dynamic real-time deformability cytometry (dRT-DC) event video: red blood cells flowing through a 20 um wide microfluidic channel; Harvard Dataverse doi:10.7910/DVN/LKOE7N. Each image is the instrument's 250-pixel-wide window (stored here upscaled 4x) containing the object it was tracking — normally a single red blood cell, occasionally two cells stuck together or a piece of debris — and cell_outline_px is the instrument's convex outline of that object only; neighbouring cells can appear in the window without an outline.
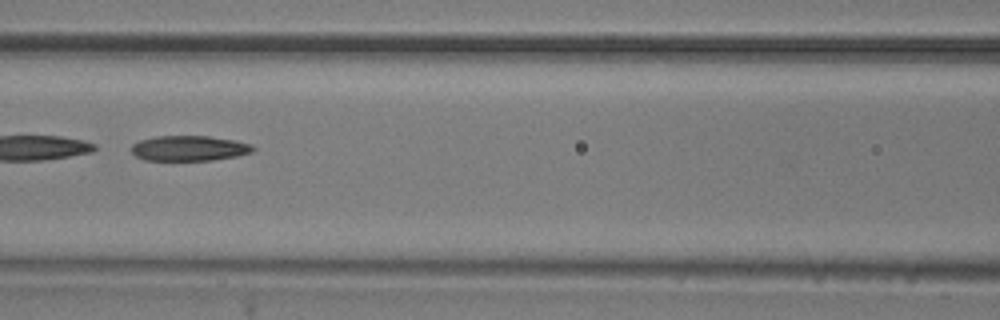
{"species": "common noctule bat (a hibernating species)", "species_latin": "Nyctalus noctula", "temperature_condition": "room temperature", "stored_images_in_passage": 50, "camera_frame_rate_fps": 3000, "um_per_image_px": 0.085, "animal": {"sex": "male", "body_mass_g": 20.5, "forearm_length_mm": 52.5}, "frame": {"image": 1, "passage_image": 22, "time_ms": 7.0, "image_size_px": [1000, 320], "cell_outline_px": [[256, 148], [252, 152], [236, 156], [212, 160], [144, 160], [136, 156], [132, 152], [132, 144], [140, 140], [156, 136], [208, 136], [236, 140], [252, 144]], "centroid_in_image_um": [16.1, 12.6], "position_along_channel_um": 150.5, "area_um2": 17.92}}